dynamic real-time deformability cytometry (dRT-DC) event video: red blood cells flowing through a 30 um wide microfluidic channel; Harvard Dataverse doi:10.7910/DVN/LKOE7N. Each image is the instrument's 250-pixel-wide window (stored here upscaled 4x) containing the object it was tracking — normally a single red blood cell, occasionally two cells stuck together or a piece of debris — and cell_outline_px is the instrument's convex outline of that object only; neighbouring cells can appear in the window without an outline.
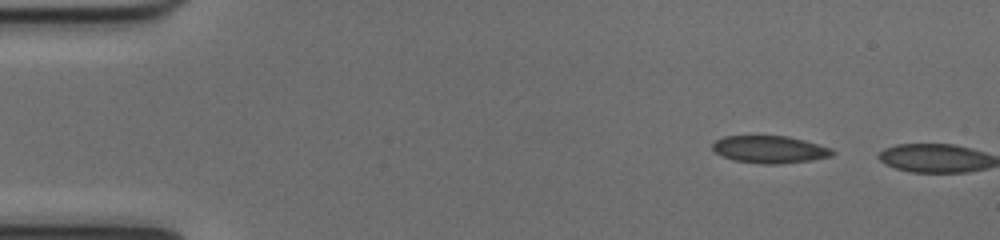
{"species": "common noctule bat (a hibernating species)", "species_latin": "Nyctalus noctula", "temperature_condition": "cold", "stored_images_in_passage": 2, "camera_frame_rate_fps": 3000, "um_per_image_px": 0.085, "animal": {"sex": "female", "body_mass_g": 17.0, "forearm_length_mm": 48.0}, "frame": {"image": 1, "passage_image": 1, "time_ms": 0.0, "image_size_px": [1000, 240], "cell_outline_px": [[836, 152], [832, 156], [808, 160], [776, 164], [764, 164], [736, 160], [724, 156], [716, 152], [712, 148], [712, 144], [716, 140], [724, 136], [784, 136], [804, 140], [832, 148]], "centroid_in_image_um": [65.45, 12.69], "position_along_channel_um": 19.6, "area_um2": 18.79}}